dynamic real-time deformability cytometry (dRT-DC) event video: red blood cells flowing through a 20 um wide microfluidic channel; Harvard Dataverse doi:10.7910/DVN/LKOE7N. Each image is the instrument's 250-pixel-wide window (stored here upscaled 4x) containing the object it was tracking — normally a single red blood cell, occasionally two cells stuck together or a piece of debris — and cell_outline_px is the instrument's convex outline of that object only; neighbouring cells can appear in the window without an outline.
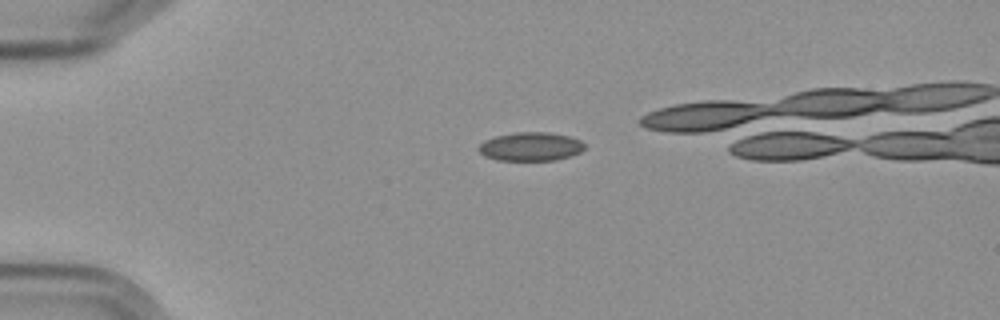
{"species": "Egyptian fruit bat (a non-hibernating species)", "species_latin": "Rousettus aegyptiacus", "temperature_condition": "cold", "stored_images_in_passage": 5, "camera_frame_rate_fps": 3000, "um_per_image_px": 0.085, "frame": {"image": 1, "passage_image": 3, "time_ms": 2.333, "image_size_px": [1000, 320], "cell_outline_px": [[584, 148], [580, 152], [556, 160], [496, 160], [484, 156], [476, 148], [484, 140], [496, 136], [516, 132], [548, 132], [568, 136], [580, 140], [584, 144]], "centroid_in_image_um": [45.07, 12.46], "position_along_channel_um": 39.9, "area_um2": 17.63}}